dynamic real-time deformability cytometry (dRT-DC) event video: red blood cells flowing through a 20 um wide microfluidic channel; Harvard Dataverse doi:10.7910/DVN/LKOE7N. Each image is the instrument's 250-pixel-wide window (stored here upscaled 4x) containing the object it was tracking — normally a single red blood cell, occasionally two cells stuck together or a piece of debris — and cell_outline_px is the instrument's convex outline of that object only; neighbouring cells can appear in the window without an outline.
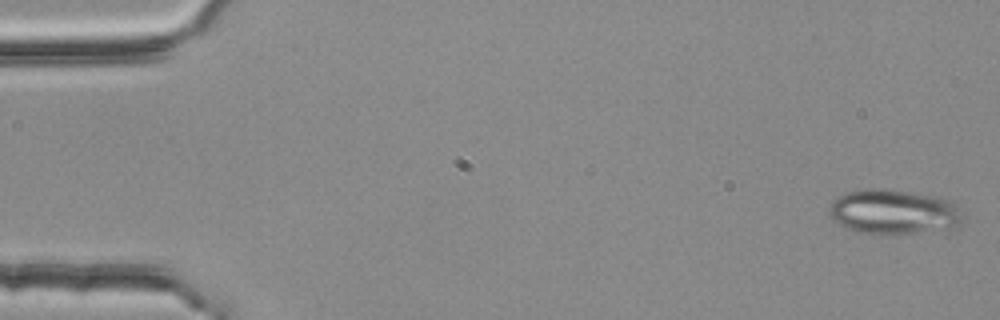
{"species": "common noctule bat (a hibernating species)", "species_latin": "Nyctalus noctula", "temperature_condition": "room temperature", "stored_images_in_passage": 53, "camera_frame_rate_fps": 3000, "um_per_image_px": 0.085, "animal": {"sex": "female", "body_mass_g": 25.1}, "frame": {"image": 1, "passage_image": 1, "time_ms": 0.0, "image_size_px": [1000, 320], "cell_outline_px": [[960, 224], [948, 228], [916, 232], [856, 232], [832, 220], [828, 212], [828, 208], [832, 200], [848, 192], [864, 188], [884, 188], [940, 196], [952, 200], [960, 216]], "centroid_in_image_um": [75.9, 17.95], "position_along_channel_um": 9.1, "area_um2": 34.22}}
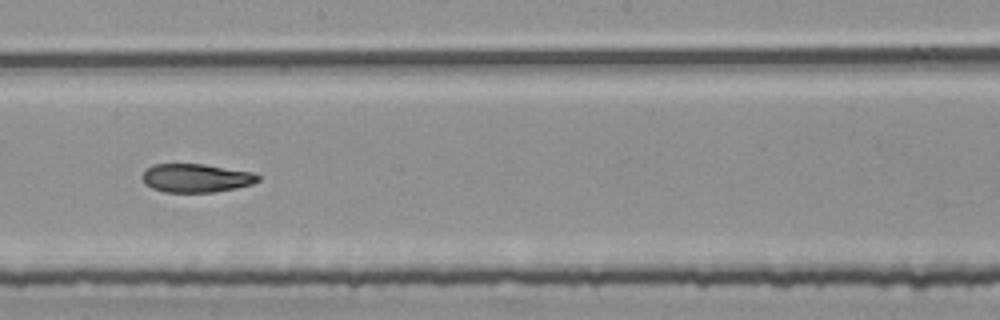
{"frame": {"image": 2, "passage_image": 30, "time_ms": 9.667, "image_size_px": [1000, 320], "cell_outline_px": [[260, 180], [252, 184], [236, 188], [212, 192], [164, 192], [152, 188], [144, 184], [140, 176], [152, 164], [204, 164], [252, 172], [260, 176]], "centroid_in_image_um": [16.64, 15.13], "position_along_channel_um": 231.6, "area_um2": 19.31}}
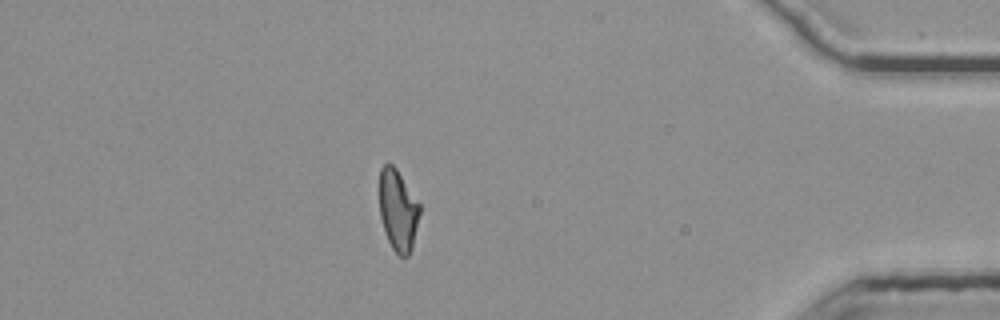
{"frame": {"image": 3, "passage_image": 47, "time_ms": 15.333, "image_size_px": [1000, 320], "cell_outline_px": [[420, 212], [412, 248], [408, 256], [400, 256], [392, 248], [388, 240], [380, 216], [380, 168], [384, 164], [392, 164], [396, 168], [420, 204]], "centroid_in_image_um": [33.83, 17.87], "position_along_channel_um": 401.4, "area_um2": 18.84}, "authors_computed_cell_mechanics": {"area_um2": 20.4034, "velocity_mm_per_s": 3.7926, "shape_relaxation_time_tau1_ms": 7.1246, "shape_relaxation_time_tau2_ms": 4.8889, "deformation_change_tau1": 0.2131, "deformation_change_tau2": 0.1288}}